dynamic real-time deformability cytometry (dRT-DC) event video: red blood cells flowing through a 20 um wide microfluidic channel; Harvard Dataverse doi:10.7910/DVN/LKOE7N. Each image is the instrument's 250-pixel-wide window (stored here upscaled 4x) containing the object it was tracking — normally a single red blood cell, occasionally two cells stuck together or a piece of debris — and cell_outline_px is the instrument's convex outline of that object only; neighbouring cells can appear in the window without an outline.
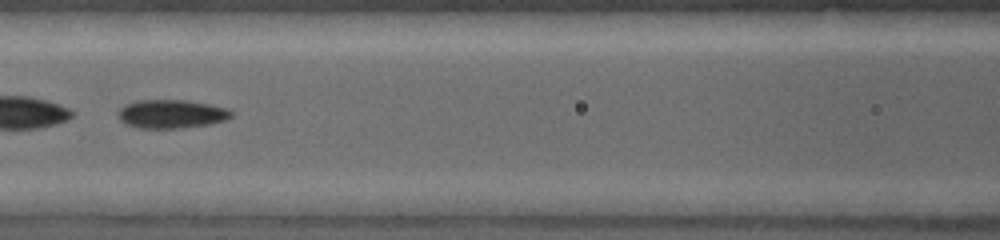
{"species": "common noctule bat (a hibernating species)", "species_latin": "Nyctalus noctula", "temperature_condition": "warm", "stored_images_in_passage": 37, "camera_frame_rate_fps": 5000, "um_per_image_px": 0.085, "animal": {"sex": "female", "body_mass_g": 19.0, "forearm_length_mm": 53.3}, "frame": {"image": 1, "passage_image": 11, "time_ms": 1.6, "image_size_px": [1000, 240], "cell_outline_px": [[232, 116], [228, 120], [212, 124], [180, 128], [136, 128], [124, 124], [120, 120], [120, 108], [124, 104], [136, 100], [184, 100], [208, 104], [224, 108], [232, 112]], "centroid_in_image_um": [14.56, 9.7], "position_along_channel_um": 152.0, "area_um2": 18.9}}